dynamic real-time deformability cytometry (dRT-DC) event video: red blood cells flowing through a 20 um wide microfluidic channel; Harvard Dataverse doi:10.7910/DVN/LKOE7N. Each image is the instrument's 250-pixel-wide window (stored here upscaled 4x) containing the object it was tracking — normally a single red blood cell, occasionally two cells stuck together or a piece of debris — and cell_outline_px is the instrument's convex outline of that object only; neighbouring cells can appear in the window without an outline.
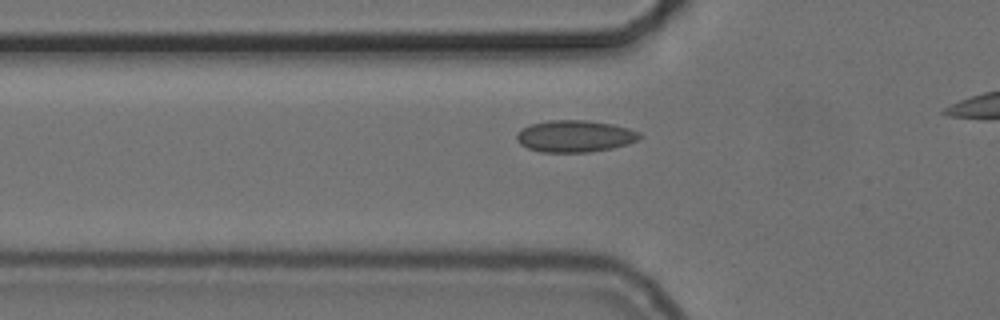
{"species": "common noctule bat (a hibernating species)", "species_latin": "Nyctalus noctula", "temperature_condition": "cold", "stored_images_in_passage": 40, "camera_frame_rate_fps": 3000, "um_per_image_px": 0.085, "animal": {"sex": "female", "body_mass_g": 24.6, "forearm_length_mm": 56.2}, "frame": {"image": 1, "passage_image": 13, "time_ms": 4.0, "image_size_px": [1000, 320], "cell_outline_px": [[644, 136], [640, 140], [628, 144], [612, 148], [588, 152], [540, 152], [528, 148], [520, 144], [516, 140], [516, 132], [532, 124], [548, 120], [588, 120], [612, 124], [628, 128], [640, 132]], "centroid_in_image_um": [48.9, 11.57], "position_along_channel_um": 76.9, "area_um2": 23.0}}
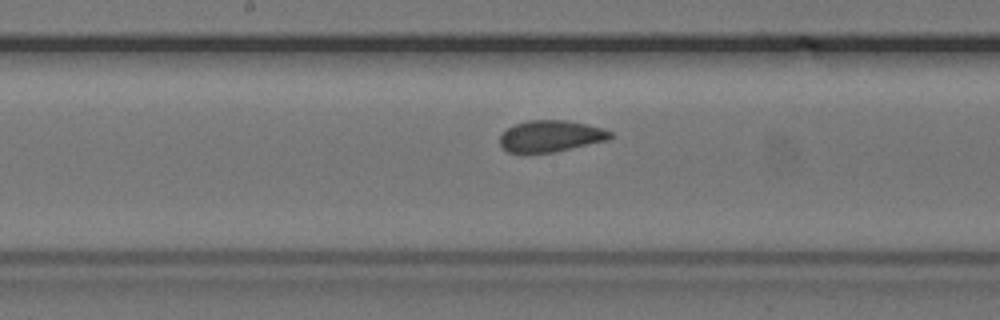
{"frame": {"image": 2, "passage_image": 23, "time_ms": 7.333, "image_size_px": [1000, 320], "cell_outline_px": [[612, 136], [608, 140], [552, 152], [508, 152], [500, 144], [500, 136], [508, 128], [516, 124], [528, 120], [568, 120], [604, 128], [612, 132]], "centroid_in_image_um": [46.83, 11.55], "position_along_channel_um": 201.4, "area_um2": 20.0}}
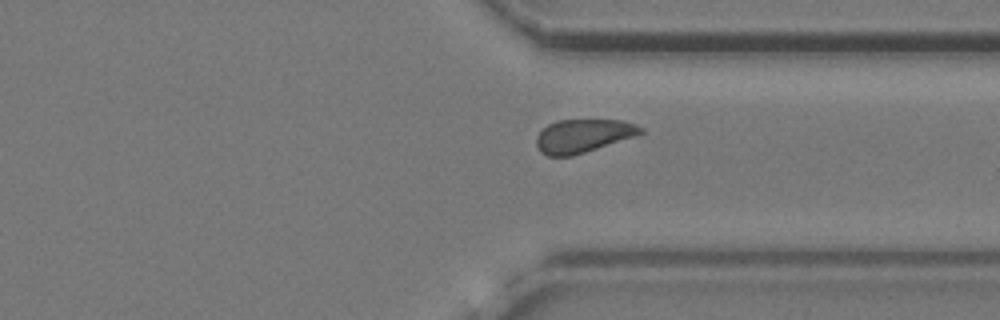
{"frame": {"image": 3, "passage_image": 36, "time_ms": 11.667, "image_size_px": [1000, 320], "cell_outline_px": [[644, 132], [640, 136], [572, 156], [548, 156], [540, 152], [536, 144], [536, 136], [548, 124], [556, 120], [620, 120], [636, 124], [644, 128]], "centroid_in_image_um": [49.62, 11.55], "position_along_channel_um": 361.8, "area_um2": 20.63}}